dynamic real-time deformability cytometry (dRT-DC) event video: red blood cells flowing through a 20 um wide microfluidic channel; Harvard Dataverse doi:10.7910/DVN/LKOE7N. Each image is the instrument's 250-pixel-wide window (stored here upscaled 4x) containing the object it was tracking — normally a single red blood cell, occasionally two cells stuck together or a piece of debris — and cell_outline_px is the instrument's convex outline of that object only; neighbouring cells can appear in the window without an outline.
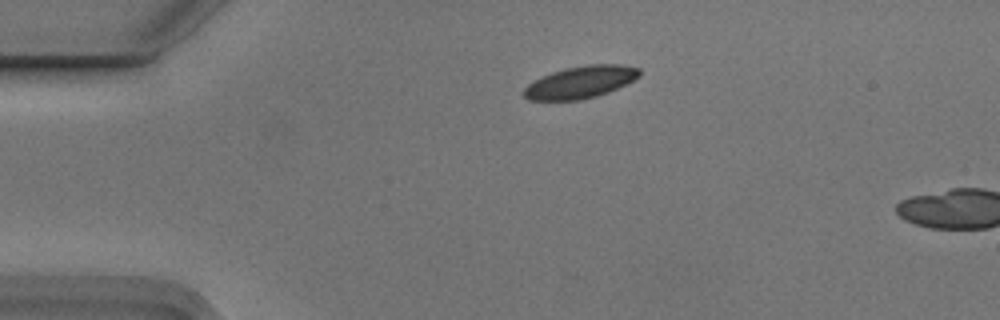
{"species": "Egyptian fruit bat (a non-hibernating species)", "species_latin": "Rousettus aegyptiacus", "temperature_condition": "cold", "stored_images_in_passage": 2, "camera_frame_rate_fps": 3000, "um_per_image_px": 0.085, "animal": {"sex": "male"}, "frame": {"image": 1, "passage_image": 1, "time_ms": 0.0, "image_size_px": [1000, 320], "cell_outline_px": [[640, 76], [608, 92], [596, 96], [580, 100], [528, 100], [524, 96], [524, 88], [528, 84], [552, 72], [564, 68], [588, 64], [624, 64], [640, 68]], "centroid_in_image_um": [49.36, 6.97], "position_along_channel_um": 35.6, "area_um2": 21.5}}